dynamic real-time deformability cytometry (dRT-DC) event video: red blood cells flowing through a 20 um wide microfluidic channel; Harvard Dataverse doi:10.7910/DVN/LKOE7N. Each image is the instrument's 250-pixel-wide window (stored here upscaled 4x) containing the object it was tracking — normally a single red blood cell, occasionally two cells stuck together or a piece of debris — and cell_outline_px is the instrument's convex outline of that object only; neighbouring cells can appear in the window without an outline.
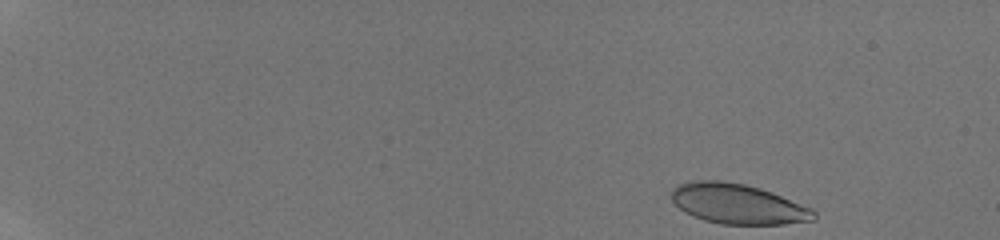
{"species": "human", "species_latin": "Homo sapiens", "temperature_condition": "room temperature", "stored_images_in_passage": 31, "camera_frame_rate_fps": 3000, "um_per_image_px": 0.085, "donor": {"sex": "male"}, "frame": {"image": 1, "passage_image": 1, "time_ms": 0.0, "image_size_px": [1000, 240], "cell_outline_px": [[816, 220], [784, 224], [720, 224], [704, 220], [692, 216], [684, 212], [672, 200], [672, 188], [680, 184], [696, 180], [716, 180], [744, 184], [760, 188], [772, 192], [812, 208], [816, 212]], "centroid_in_image_um": [62.73, 17.34], "position_along_channel_um": 22.3, "area_um2": 33.23}}
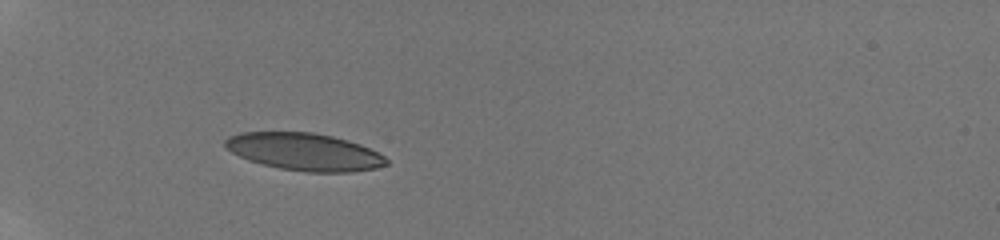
{"frame": {"image": 2, "passage_image": 22, "time_ms": 4.333, "image_size_px": [1000, 240], "cell_outline_px": [[388, 164], [376, 168], [352, 172], [308, 172], [280, 168], [248, 160], [232, 152], [224, 144], [224, 140], [228, 136], [240, 132], [312, 132], [332, 136], [360, 144], [384, 156], [388, 160]], "centroid_in_image_um": [25.87, 12.9], "position_along_channel_um": 59.1, "area_um2": 34.91}}
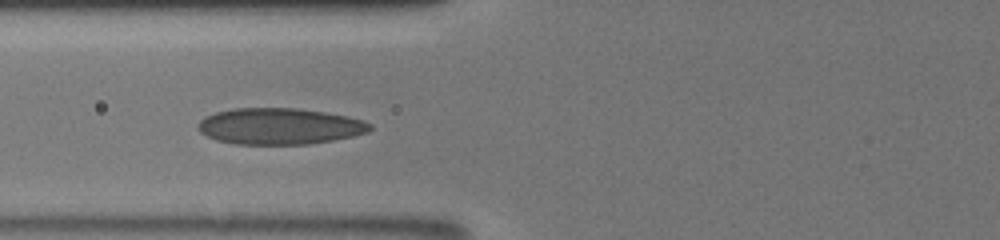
{"frame": {"image": 3, "passage_image": 30, "time_ms": 6.0, "image_size_px": [1000, 240], "cell_outline_px": [[372, 128], [368, 132], [352, 136], [332, 140], [308, 144], [236, 144], [216, 140], [200, 132], [196, 128], [196, 124], [204, 116], [216, 112], [232, 108], [300, 108], [348, 116], [364, 120], [372, 124]], "centroid_in_image_um": [23.74, 10.72], "position_along_channel_um": 102.1, "area_um2": 36.59}}